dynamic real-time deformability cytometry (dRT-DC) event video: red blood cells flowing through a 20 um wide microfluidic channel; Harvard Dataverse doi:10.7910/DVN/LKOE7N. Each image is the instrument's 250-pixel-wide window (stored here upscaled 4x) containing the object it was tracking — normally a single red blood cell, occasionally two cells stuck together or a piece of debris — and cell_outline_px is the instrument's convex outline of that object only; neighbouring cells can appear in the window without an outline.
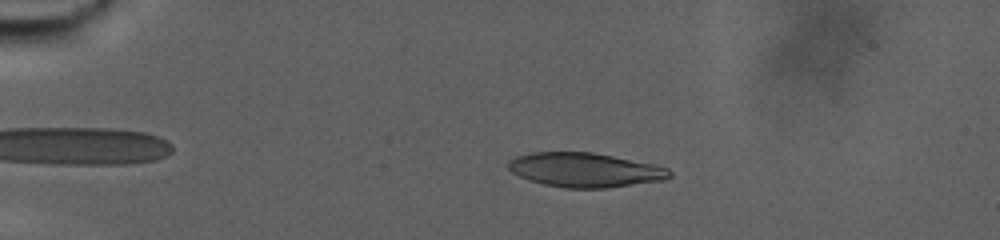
{"species": "human", "species_latin": "Homo sapiens", "temperature_condition": "warm", "stored_images_in_passage": 85, "camera_frame_rate_fps": 3000, "um_per_image_px": 0.085, "donor": {"sex": "male"}, "frame": {"image": 1, "passage_image": 19, "time_ms": 6.0, "image_size_px": [1000, 240], "cell_outline_px": [[672, 176], [664, 180], [608, 188], [564, 188], [544, 184], [528, 180], [512, 172], [508, 168], [508, 160], [516, 156], [532, 152], [592, 152], [652, 164], [668, 168], [672, 172]], "centroid_in_image_um": [49.71, 14.45], "position_along_channel_um": 35.3, "area_um2": 32.25}}
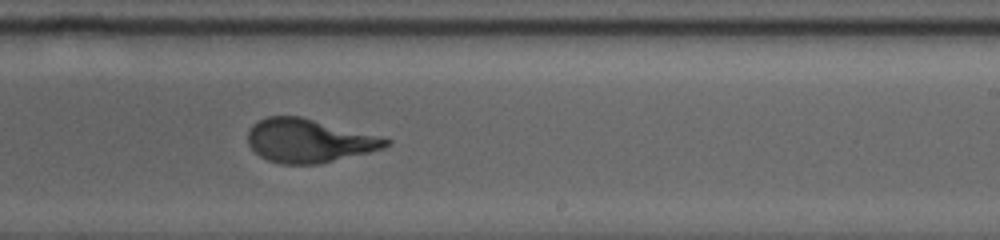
{"frame": {"image": 2, "passage_image": 55, "time_ms": 18.0, "image_size_px": [1000, 240], "cell_outline_px": [[392, 140], [384, 148], [320, 164], [280, 164], [268, 160], [260, 156], [248, 144], [248, 128], [252, 124], [268, 116], [300, 116]], "centroid_in_image_um": [26.2, 11.97], "position_along_channel_um": 262.8, "area_um2": 34.62}}
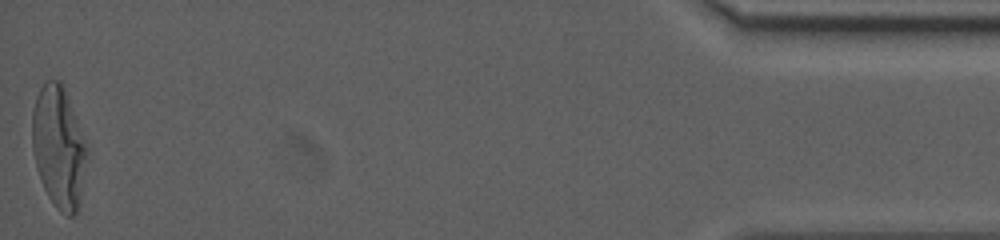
{"frame": {"image": 3, "passage_image": 85, "time_ms": 28.0, "image_size_px": [1000, 240], "cell_outline_px": [[88, 152], [80, 204], [76, 212], [72, 216], [68, 216], [60, 212], [56, 208], [48, 196], [44, 188], [36, 164], [32, 148], [32, 112], [36, 96], [44, 80], [60, 80], [64, 88], [88, 148]], "centroid_in_image_um": [4.99, 12.52], "position_along_channel_um": 430.2, "area_um2": 38.84}, "authors_computed_cell_mechanics": {"area_um2": 35.4314, "velocity_mm_per_s": 2.4884, "shape_relaxation_time_tau1_ms": 7.8563, "shape_relaxation_time_tau2_ms": null, "deformation_change_tau1": 0.2568, "deformation_change_tau2": null}}